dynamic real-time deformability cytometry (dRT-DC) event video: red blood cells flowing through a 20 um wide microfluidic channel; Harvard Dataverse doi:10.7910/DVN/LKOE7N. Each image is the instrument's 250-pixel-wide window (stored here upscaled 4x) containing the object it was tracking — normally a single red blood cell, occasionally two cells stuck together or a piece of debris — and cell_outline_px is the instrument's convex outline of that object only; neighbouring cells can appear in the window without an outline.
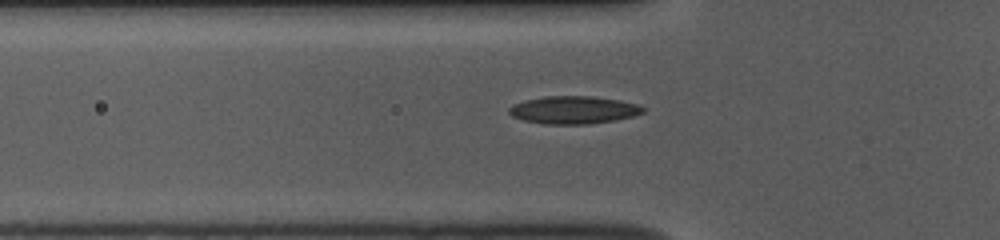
{"species": "common noctule bat (a hibernating species)", "species_latin": "Nyctalus noctula", "temperature_condition": "room temperature", "stored_images_in_passage": 37, "camera_frame_rate_fps": 3000, "um_per_image_px": 0.085, "animal": {"sex": "female", "body_mass_g": 10.0, "forearm_length_mm": 53.1}, "frame": {"image": 1, "passage_image": 11, "time_ms": 3.333, "image_size_px": [1000, 240], "cell_outline_px": [[644, 112], [632, 116], [616, 120], [588, 124], [544, 124], [524, 120], [512, 116], [508, 112], [508, 108], [512, 104], [524, 100], [544, 96], [592, 96], [620, 100], [636, 104], [644, 108]], "centroid_in_image_um": [48.71, 9.34], "position_along_channel_um": 77.1, "area_um2": 21.68}}
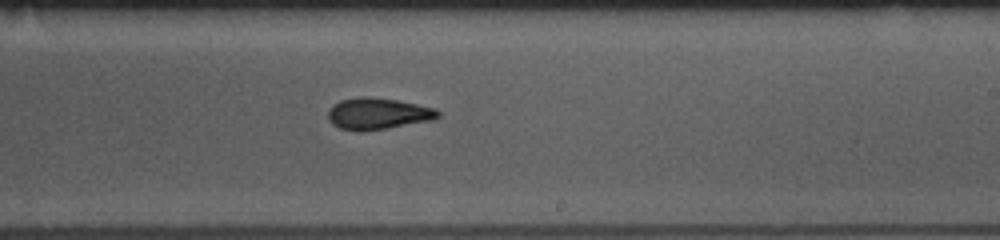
{"frame": {"image": 2, "passage_image": 25, "time_ms": 8.0, "image_size_px": [1000, 240], "cell_outline_px": [[440, 116], [432, 120], [388, 128], [360, 132], [356, 132], [340, 128], [332, 124], [328, 120], [328, 108], [332, 104], [340, 100], [360, 96], [368, 96], [396, 100], [436, 108], [440, 112]], "centroid_in_image_um": [32.08, 9.66], "position_along_channel_um": 256.9, "area_um2": 20.46}}
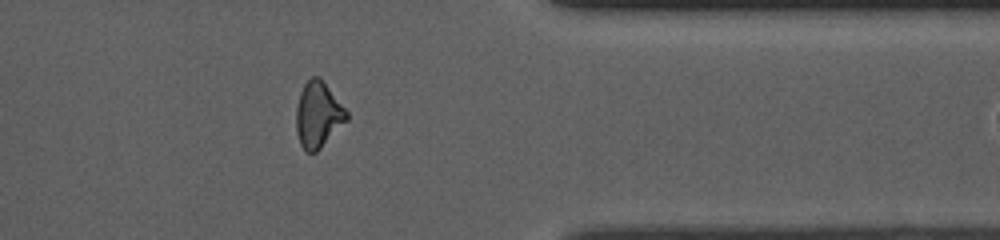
{"frame": {"image": 3, "passage_image": 36, "time_ms": 11.667, "image_size_px": [1000, 240], "cell_outline_px": [[348, 120], [316, 152], [304, 152], [300, 144], [296, 132], [296, 108], [300, 92], [304, 84], [312, 76], [320, 76], [348, 112]], "centroid_in_image_um": [27.03, 9.75], "position_along_channel_um": 384.4, "area_um2": 19.42}}